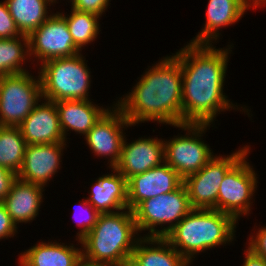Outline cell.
<instances>
[{
    "label": "cell",
    "mask_w": 266,
    "mask_h": 266,
    "mask_svg": "<svg viewBox=\"0 0 266 266\" xmlns=\"http://www.w3.org/2000/svg\"><path fill=\"white\" fill-rule=\"evenodd\" d=\"M230 47L192 44L173 54L182 71V124H210L234 105L223 95Z\"/></svg>",
    "instance_id": "6da1fadb"
},
{
    "label": "cell",
    "mask_w": 266,
    "mask_h": 266,
    "mask_svg": "<svg viewBox=\"0 0 266 266\" xmlns=\"http://www.w3.org/2000/svg\"><path fill=\"white\" fill-rule=\"evenodd\" d=\"M120 101V102H119ZM136 125L154 120L177 127L182 124V71L174 56L161 59L145 72L134 89L116 105Z\"/></svg>",
    "instance_id": "7a4b0ae2"
},
{
    "label": "cell",
    "mask_w": 266,
    "mask_h": 266,
    "mask_svg": "<svg viewBox=\"0 0 266 266\" xmlns=\"http://www.w3.org/2000/svg\"><path fill=\"white\" fill-rule=\"evenodd\" d=\"M122 211L100 213L93 229L78 241L84 249V261L92 264L129 265L139 240L135 234L139 231L133 211L128 208Z\"/></svg>",
    "instance_id": "3957f363"
},
{
    "label": "cell",
    "mask_w": 266,
    "mask_h": 266,
    "mask_svg": "<svg viewBox=\"0 0 266 266\" xmlns=\"http://www.w3.org/2000/svg\"><path fill=\"white\" fill-rule=\"evenodd\" d=\"M236 223L215 209H192L164 238L190 264L195 254L231 242Z\"/></svg>",
    "instance_id": "277c9868"
},
{
    "label": "cell",
    "mask_w": 266,
    "mask_h": 266,
    "mask_svg": "<svg viewBox=\"0 0 266 266\" xmlns=\"http://www.w3.org/2000/svg\"><path fill=\"white\" fill-rule=\"evenodd\" d=\"M39 76L44 100H89L90 72L80 53L45 61Z\"/></svg>",
    "instance_id": "5b68a950"
},
{
    "label": "cell",
    "mask_w": 266,
    "mask_h": 266,
    "mask_svg": "<svg viewBox=\"0 0 266 266\" xmlns=\"http://www.w3.org/2000/svg\"><path fill=\"white\" fill-rule=\"evenodd\" d=\"M192 209L186 186L182 183L172 192L142 201L133 214L139 232L149 230L146 237H164ZM166 223L169 226L161 230L155 228Z\"/></svg>",
    "instance_id": "8992f818"
},
{
    "label": "cell",
    "mask_w": 266,
    "mask_h": 266,
    "mask_svg": "<svg viewBox=\"0 0 266 266\" xmlns=\"http://www.w3.org/2000/svg\"><path fill=\"white\" fill-rule=\"evenodd\" d=\"M41 98L40 76L36 80L25 72L0 77V126L19 127Z\"/></svg>",
    "instance_id": "52a82bcc"
},
{
    "label": "cell",
    "mask_w": 266,
    "mask_h": 266,
    "mask_svg": "<svg viewBox=\"0 0 266 266\" xmlns=\"http://www.w3.org/2000/svg\"><path fill=\"white\" fill-rule=\"evenodd\" d=\"M210 125L181 124L177 127L186 130L187 136L164 140V162L173 168L183 180L201 170L214 157L208 144L199 138Z\"/></svg>",
    "instance_id": "ba28073f"
},
{
    "label": "cell",
    "mask_w": 266,
    "mask_h": 266,
    "mask_svg": "<svg viewBox=\"0 0 266 266\" xmlns=\"http://www.w3.org/2000/svg\"><path fill=\"white\" fill-rule=\"evenodd\" d=\"M248 151L246 146L228 157L214 156L201 170L183 180L193 209L217 210V195L225 174Z\"/></svg>",
    "instance_id": "9c48e42d"
},
{
    "label": "cell",
    "mask_w": 266,
    "mask_h": 266,
    "mask_svg": "<svg viewBox=\"0 0 266 266\" xmlns=\"http://www.w3.org/2000/svg\"><path fill=\"white\" fill-rule=\"evenodd\" d=\"M245 153L225 174L217 195V210L233 216L249 213L252 196L257 187L255 171L246 161ZM254 192V193H253Z\"/></svg>",
    "instance_id": "30bf717a"
},
{
    "label": "cell",
    "mask_w": 266,
    "mask_h": 266,
    "mask_svg": "<svg viewBox=\"0 0 266 266\" xmlns=\"http://www.w3.org/2000/svg\"><path fill=\"white\" fill-rule=\"evenodd\" d=\"M29 55L41 64L54 58L71 57L80 53L74 44L66 20L59 14L51 16L29 36Z\"/></svg>",
    "instance_id": "8fae6325"
},
{
    "label": "cell",
    "mask_w": 266,
    "mask_h": 266,
    "mask_svg": "<svg viewBox=\"0 0 266 266\" xmlns=\"http://www.w3.org/2000/svg\"><path fill=\"white\" fill-rule=\"evenodd\" d=\"M113 108L85 135L87 144L96 156H110V168H114L120 158L125 138L122 128L132 126L117 106Z\"/></svg>",
    "instance_id": "7c38bea8"
},
{
    "label": "cell",
    "mask_w": 266,
    "mask_h": 266,
    "mask_svg": "<svg viewBox=\"0 0 266 266\" xmlns=\"http://www.w3.org/2000/svg\"><path fill=\"white\" fill-rule=\"evenodd\" d=\"M183 183L167 163L134 175L127 180V208L134 210L142 201L172 192Z\"/></svg>",
    "instance_id": "4fadbf2b"
},
{
    "label": "cell",
    "mask_w": 266,
    "mask_h": 266,
    "mask_svg": "<svg viewBox=\"0 0 266 266\" xmlns=\"http://www.w3.org/2000/svg\"><path fill=\"white\" fill-rule=\"evenodd\" d=\"M164 162V141L156 138H139L127 144L126 138L118 163L115 165L126 180L146 172Z\"/></svg>",
    "instance_id": "5bb4252c"
},
{
    "label": "cell",
    "mask_w": 266,
    "mask_h": 266,
    "mask_svg": "<svg viewBox=\"0 0 266 266\" xmlns=\"http://www.w3.org/2000/svg\"><path fill=\"white\" fill-rule=\"evenodd\" d=\"M65 145L66 142L27 145L17 178L44 187L59 169Z\"/></svg>",
    "instance_id": "9a60e30c"
},
{
    "label": "cell",
    "mask_w": 266,
    "mask_h": 266,
    "mask_svg": "<svg viewBox=\"0 0 266 266\" xmlns=\"http://www.w3.org/2000/svg\"><path fill=\"white\" fill-rule=\"evenodd\" d=\"M37 104L19 126L27 145L64 143L56 103Z\"/></svg>",
    "instance_id": "2e32d148"
},
{
    "label": "cell",
    "mask_w": 266,
    "mask_h": 266,
    "mask_svg": "<svg viewBox=\"0 0 266 266\" xmlns=\"http://www.w3.org/2000/svg\"><path fill=\"white\" fill-rule=\"evenodd\" d=\"M248 7L244 0H209L204 29L190 43L212 44L219 37L218 29L237 22Z\"/></svg>",
    "instance_id": "e0dca14e"
},
{
    "label": "cell",
    "mask_w": 266,
    "mask_h": 266,
    "mask_svg": "<svg viewBox=\"0 0 266 266\" xmlns=\"http://www.w3.org/2000/svg\"><path fill=\"white\" fill-rule=\"evenodd\" d=\"M43 186L16 179L10 192L2 201L12 221L27 223L37 215L42 202Z\"/></svg>",
    "instance_id": "ac0fdd59"
},
{
    "label": "cell",
    "mask_w": 266,
    "mask_h": 266,
    "mask_svg": "<svg viewBox=\"0 0 266 266\" xmlns=\"http://www.w3.org/2000/svg\"><path fill=\"white\" fill-rule=\"evenodd\" d=\"M55 103L65 139L69 130L85 136L109 110L100 108L89 100H61Z\"/></svg>",
    "instance_id": "d6986e66"
},
{
    "label": "cell",
    "mask_w": 266,
    "mask_h": 266,
    "mask_svg": "<svg viewBox=\"0 0 266 266\" xmlns=\"http://www.w3.org/2000/svg\"><path fill=\"white\" fill-rule=\"evenodd\" d=\"M113 173L99 177L87 198L99 213H113L112 210L127 209V180L116 169Z\"/></svg>",
    "instance_id": "ffe728a7"
},
{
    "label": "cell",
    "mask_w": 266,
    "mask_h": 266,
    "mask_svg": "<svg viewBox=\"0 0 266 266\" xmlns=\"http://www.w3.org/2000/svg\"><path fill=\"white\" fill-rule=\"evenodd\" d=\"M128 266H189V263L164 237L145 236L136 243Z\"/></svg>",
    "instance_id": "44dd1931"
},
{
    "label": "cell",
    "mask_w": 266,
    "mask_h": 266,
    "mask_svg": "<svg viewBox=\"0 0 266 266\" xmlns=\"http://www.w3.org/2000/svg\"><path fill=\"white\" fill-rule=\"evenodd\" d=\"M81 248L56 242H41L21 254V266H78L83 260Z\"/></svg>",
    "instance_id": "7402d4cb"
},
{
    "label": "cell",
    "mask_w": 266,
    "mask_h": 266,
    "mask_svg": "<svg viewBox=\"0 0 266 266\" xmlns=\"http://www.w3.org/2000/svg\"><path fill=\"white\" fill-rule=\"evenodd\" d=\"M5 1L17 28L25 36H29L51 16L47 14V6L54 3L53 0Z\"/></svg>",
    "instance_id": "603a6c76"
},
{
    "label": "cell",
    "mask_w": 266,
    "mask_h": 266,
    "mask_svg": "<svg viewBox=\"0 0 266 266\" xmlns=\"http://www.w3.org/2000/svg\"><path fill=\"white\" fill-rule=\"evenodd\" d=\"M27 143L19 127L0 126V166L18 174Z\"/></svg>",
    "instance_id": "cb8c5ba5"
},
{
    "label": "cell",
    "mask_w": 266,
    "mask_h": 266,
    "mask_svg": "<svg viewBox=\"0 0 266 266\" xmlns=\"http://www.w3.org/2000/svg\"><path fill=\"white\" fill-rule=\"evenodd\" d=\"M29 56L28 36L0 39V77L28 72L21 64Z\"/></svg>",
    "instance_id": "d4e9b609"
},
{
    "label": "cell",
    "mask_w": 266,
    "mask_h": 266,
    "mask_svg": "<svg viewBox=\"0 0 266 266\" xmlns=\"http://www.w3.org/2000/svg\"><path fill=\"white\" fill-rule=\"evenodd\" d=\"M71 10L70 16L59 14L66 20L74 44L81 50L83 46L93 42L99 34V16L73 8Z\"/></svg>",
    "instance_id": "484cf974"
},
{
    "label": "cell",
    "mask_w": 266,
    "mask_h": 266,
    "mask_svg": "<svg viewBox=\"0 0 266 266\" xmlns=\"http://www.w3.org/2000/svg\"><path fill=\"white\" fill-rule=\"evenodd\" d=\"M24 36L20 33L13 20L6 1L0 3V39Z\"/></svg>",
    "instance_id": "4316f807"
},
{
    "label": "cell",
    "mask_w": 266,
    "mask_h": 266,
    "mask_svg": "<svg viewBox=\"0 0 266 266\" xmlns=\"http://www.w3.org/2000/svg\"><path fill=\"white\" fill-rule=\"evenodd\" d=\"M82 207L86 210H88V215L85 216V218H81L79 217V220H78V216H76L75 218H77V221H80V222H77V226H80L82 227L80 229V231L77 233V236H78V240H81L83 239L94 227V225L97 223V220H98V217L100 215V213L90 204L88 203V200H84L82 203H81ZM89 206V208L87 207ZM76 212V211H75ZM75 215V214H74ZM82 219V220H80ZM82 221V222H81Z\"/></svg>",
    "instance_id": "83f0119b"
},
{
    "label": "cell",
    "mask_w": 266,
    "mask_h": 266,
    "mask_svg": "<svg viewBox=\"0 0 266 266\" xmlns=\"http://www.w3.org/2000/svg\"><path fill=\"white\" fill-rule=\"evenodd\" d=\"M109 4V0H72V8L80 11L102 16Z\"/></svg>",
    "instance_id": "f1b7e54d"
},
{
    "label": "cell",
    "mask_w": 266,
    "mask_h": 266,
    "mask_svg": "<svg viewBox=\"0 0 266 266\" xmlns=\"http://www.w3.org/2000/svg\"><path fill=\"white\" fill-rule=\"evenodd\" d=\"M17 226L12 221L6 207L0 202V240L15 235Z\"/></svg>",
    "instance_id": "f546056e"
},
{
    "label": "cell",
    "mask_w": 266,
    "mask_h": 266,
    "mask_svg": "<svg viewBox=\"0 0 266 266\" xmlns=\"http://www.w3.org/2000/svg\"><path fill=\"white\" fill-rule=\"evenodd\" d=\"M259 229L256 237L252 236L249 239L248 249L266 260V226Z\"/></svg>",
    "instance_id": "4dcf8cb0"
},
{
    "label": "cell",
    "mask_w": 266,
    "mask_h": 266,
    "mask_svg": "<svg viewBox=\"0 0 266 266\" xmlns=\"http://www.w3.org/2000/svg\"><path fill=\"white\" fill-rule=\"evenodd\" d=\"M16 179L17 174L5 167L0 166V202L6 198L10 192L12 184Z\"/></svg>",
    "instance_id": "1f68e13d"
},
{
    "label": "cell",
    "mask_w": 266,
    "mask_h": 266,
    "mask_svg": "<svg viewBox=\"0 0 266 266\" xmlns=\"http://www.w3.org/2000/svg\"><path fill=\"white\" fill-rule=\"evenodd\" d=\"M247 251L243 266H266V260L262 257L255 255L251 250Z\"/></svg>",
    "instance_id": "d6a6232c"
},
{
    "label": "cell",
    "mask_w": 266,
    "mask_h": 266,
    "mask_svg": "<svg viewBox=\"0 0 266 266\" xmlns=\"http://www.w3.org/2000/svg\"><path fill=\"white\" fill-rule=\"evenodd\" d=\"M78 266H128V265H115V264H92L82 260Z\"/></svg>",
    "instance_id": "836d02e7"
},
{
    "label": "cell",
    "mask_w": 266,
    "mask_h": 266,
    "mask_svg": "<svg viewBox=\"0 0 266 266\" xmlns=\"http://www.w3.org/2000/svg\"><path fill=\"white\" fill-rule=\"evenodd\" d=\"M246 3H248L251 7V5L254 7V9L258 6V0H244ZM252 1V3H251Z\"/></svg>",
    "instance_id": "e575fe53"
},
{
    "label": "cell",
    "mask_w": 266,
    "mask_h": 266,
    "mask_svg": "<svg viewBox=\"0 0 266 266\" xmlns=\"http://www.w3.org/2000/svg\"><path fill=\"white\" fill-rule=\"evenodd\" d=\"M263 4H266V0H258V6H263Z\"/></svg>",
    "instance_id": "d590c367"
}]
</instances>
